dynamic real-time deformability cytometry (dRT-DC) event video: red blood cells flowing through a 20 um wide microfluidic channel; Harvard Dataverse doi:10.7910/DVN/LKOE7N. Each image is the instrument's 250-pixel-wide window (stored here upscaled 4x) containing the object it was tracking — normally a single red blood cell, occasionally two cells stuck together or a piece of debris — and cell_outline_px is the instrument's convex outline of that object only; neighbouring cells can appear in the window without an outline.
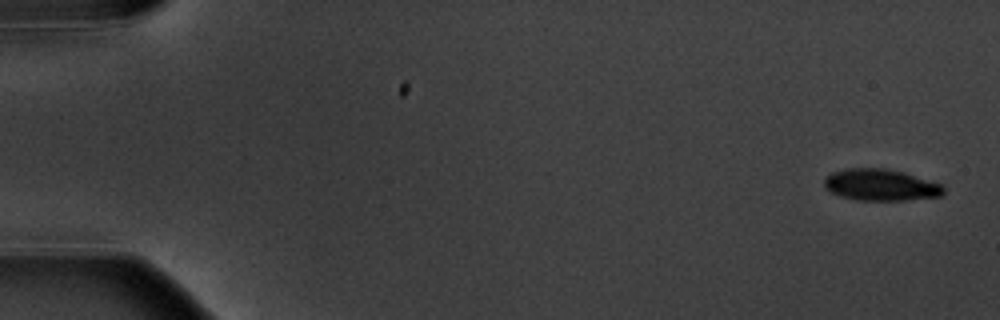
{"species": "common noctule bat (a hibernating species)", "species_latin": "Nyctalus noctula", "temperature_condition": "warm", "stored_images_in_passage": 6, "segment_of_instrument_passage": [1, 2], "camera_frame_rate_fps": 3000, "um_per_image_px": 0.085, "animal": {"sex": "male", "body_mass_g": 20.1, "forearm_length_mm": 53.5}, "frame": {"image": 1, "passage_image": 1, "time_ms": 0.0, "image_size_px": [1000, 320], "cell_outline_px": [[944, 196], [904, 200], [856, 200], [840, 196], [828, 192], [824, 188], [824, 180], [832, 172], [848, 168], [884, 168], [904, 172], [940, 184], [944, 188]], "centroid_in_image_um": [74.83, 15.72], "position_along_channel_um": 10.2, "area_um2": 22.02}}
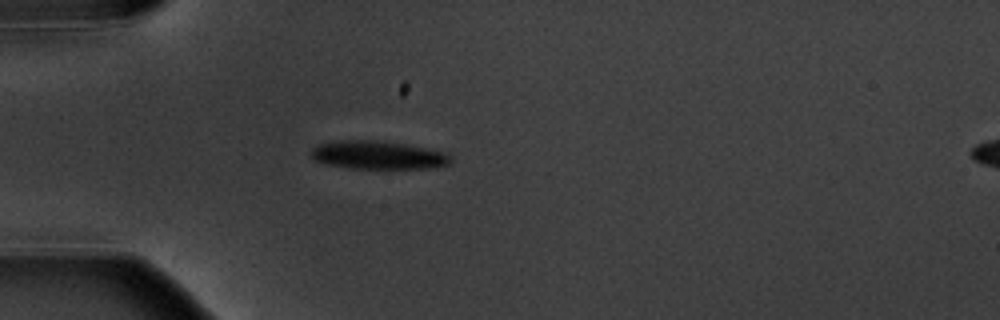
{"frame": {"image": 2, "passage_image": 5, "time_ms": 5.0, "image_size_px": [1000, 320], "cell_outline_px": [[452, 160], [448, 164], [436, 168], [348, 168], [324, 164], [312, 160], [308, 152], [312, 148], [320, 144], [340, 140], [384, 140], [448, 152], [452, 156]], "centroid_in_image_um": [32.12, 13.18], "position_along_channel_um": 52.9, "area_um2": 23.47}}